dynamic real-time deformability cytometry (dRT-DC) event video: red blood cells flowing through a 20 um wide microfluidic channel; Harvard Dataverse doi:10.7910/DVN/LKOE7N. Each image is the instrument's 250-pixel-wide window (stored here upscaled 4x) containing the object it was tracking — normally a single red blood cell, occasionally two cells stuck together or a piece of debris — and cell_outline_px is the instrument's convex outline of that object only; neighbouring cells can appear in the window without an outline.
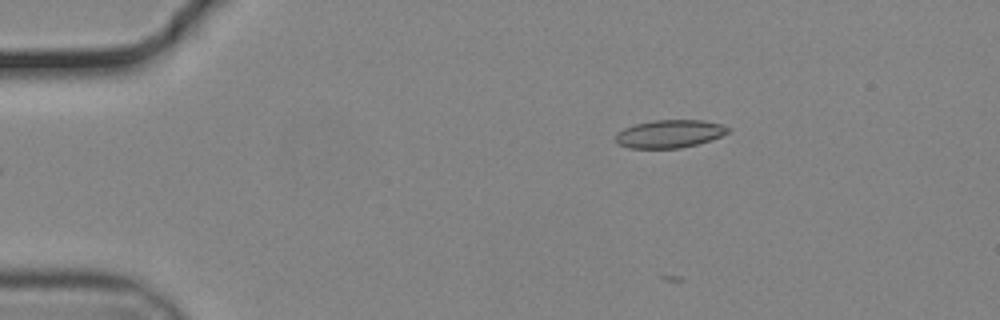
{"species": "common noctule bat (a hibernating species)", "species_latin": "Nyctalus noctula", "temperature_condition": "cold", "stored_images_in_passage": 40, "camera_frame_rate_fps": 3000, "um_per_image_px": 0.085, "animal": {"sex": "male", "body_mass_g": 19.2, "forearm_length_mm": 51.8}, "frame": {"image": 1, "passage_image": 4, "time_ms": 1.0, "image_size_px": [1000, 320], "cell_outline_px": [[732, 128], [728, 132], [720, 136], [696, 144], [680, 148], [628, 148], [620, 144], [616, 140], [616, 132], [624, 128], [636, 124], [652, 120], [704, 120], [720, 124]], "centroid_in_image_um": [56.9, 11.36], "position_along_channel_um": 28.1, "area_um2": 18.15}}
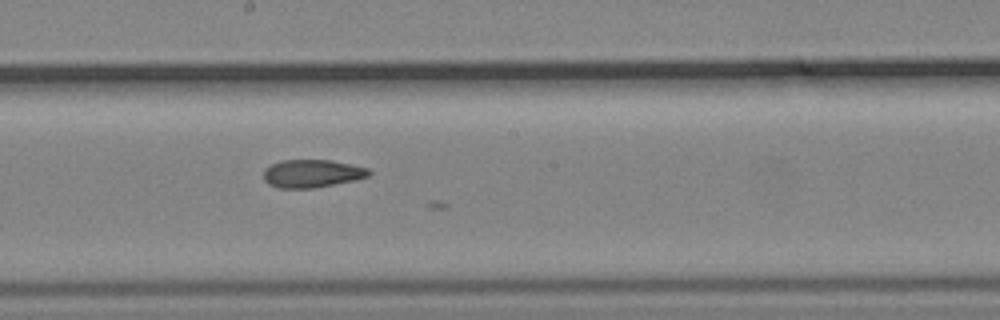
{"frame": {"image": 2, "passage_image": 25, "time_ms": 8.0, "image_size_px": [1000, 320], "cell_outline_px": [[372, 172], [368, 176], [356, 180], [312, 188], [280, 188], [268, 184], [264, 180], [264, 168], [280, 160], [332, 160], [352, 164], [368, 168]], "centroid_in_image_um": [26.52, 14.74], "position_along_channel_um": 221.7, "area_um2": 17.22}}
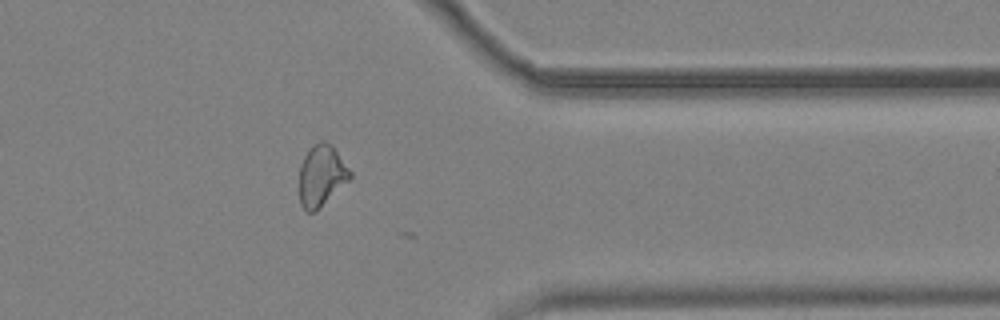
{"frame": {"image": 3, "passage_image": 39, "time_ms": 12.667, "image_size_px": [1000, 320], "cell_outline_px": [[352, 180], [316, 212], [304, 212], [300, 204], [300, 164], [304, 156], [320, 140], [324, 140], [332, 144], [352, 172]], "centroid_in_image_um": [27.37, 14.98], "position_along_channel_um": 384.0, "area_um2": 18.55}}